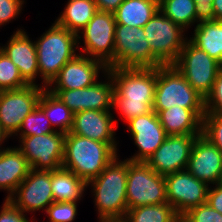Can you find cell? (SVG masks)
Returning a JSON list of instances; mask_svg holds the SVG:
<instances>
[{
	"label": "cell",
	"instance_id": "cell-26",
	"mask_svg": "<svg viewBox=\"0 0 222 222\" xmlns=\"http://www.w3.org/2000/svg\"><path fill=\"white\" fill-rule=\"evenodd\" d=\"M190 41L210 57L222 62V20L200 21Z\"/></svg>",
	"mask_w": 222,
	"mask_h": 222
},
{
	"label": "cell",
	"instance_id": "cell-25",
	"mask_svg": "<svg viewBox=\"0 0 222 222\" xmlns=\"http://www.w3.org/2000/svg\"><path fill=\"white\" fill-rule=\"evenodd\" d=\"M159 10V0H124L113 13L116 24L142 28Z\"/></svg>",
	"mask_w": 222,
	"mask_h": 222
},
{
	"label": "cell",
	"instance_id": "cell-32",
	"mask_svg": "<svg viewBox=\"0 0 222 222\" xmlns=\"http://www.w3.org/2000/svg\"><path fill=\"white\" fill-rule=\"evenodd\" d=\"M27 85L17 66L0 50V91L20 89Z\"/></svg>",
	"mask_w": 222,
	"mask_h": 222
},
{
	"label": "cell",
	"instance_id": "cell-36",
	"mask_svg": "<svg viewBox=\"0 0 222 222\" xmlns=\"http://www.w3.org/2000/svg\"><path fill=\"white\" fill-rule=\"evenodd\" d=\"M205 111L222 115V70L218 73L213 88L205 99Z\"/></svg>",
	"mask_w": 222,
	"mask_h": 222
},
{
	"label": "cell",
	"instance_id": "cell-23",
	"mask_svg": "<svg viewBox=\"0 0 222 222\" xmlns=\"http://www.w3.org/2000/svg\"><path fill=\"white\" fill-rule=\"evenodd\" d=\"M30 169L26 158L17 146L0 149V190H7L5 199L15 192Z\"/></svg>",
	"mask_w": 222,
	"mask_h": 222
},
{
	"label": "cell",
	"instance_id": "cell-30",
	"mask_svg": "<svg viewBox=\"0 0 222 222\" xmlns=\"http://www.w3.org/2000/svg\"><path fill=\"white\" fill-rule=\"evenodd\" d=\"M194 0H159V10L183 29L196 24Z\"/></svg>",
	"mask_w": 222,
	"mask_h": 222
},
{
	"label": "cell",
	"instance_id": "cell-35",
	"mask_svg": "<svg viewBox=\"0 0 222 222\" xmlns=\"http://www.w3.org/2000/svg\"><path fill=\"white\" fill-rule=\"evenodd\" d=\"M181 222H222V214L205 203L185 213Z\"/></svg>",
	"mask_w": 222,
	"mask_h": 222
},
{
	"label": "cell",
	"instance_id": "cell-20",
	"mask_svg": "<svg viewBox=\"0 0 222 222\" xmlns=\"http://www.w3.org/2000/svg\"><path fill=\"white\" fill-rule=\"evenodd\" d=\"M0 50L17 66L21 77L28 85H39L35 82L39 77L35 41H31L23 29H17L7 41V45L0 47Z\"/></svg>",
	"mask_w": 222,
	"mask_h": 222
},
{
	"label": "cell",
	"instance_id": "cell-43",
	"mask_svg": "<svg viewBox=\"0 0 222 222\" xmlns=\"http://www.w3.org/2000/svg\"><path fill=\"white\" fill-rule=\"evenodd\" d=\"M99 222H127L124 218L100 219Z\"/></svg>",
	"mask_w": 222,
	"mask_h": 222
},
{
	"label": "cell",
	"instance_id": "cell-38",
	"mask_svg": "<svg viewBox=\"0 0 222 222\" xmlns=\"http://www.w3.org/2000/svg\"><path fill=\"white\" fill-rule=\"evenodd\" d=\"M0 222H36L26 217V214L15 206L9 199H5L0 210Z\"/></svg>",
	"mask_w": 222,
	"mask_h": 222
},
{
	"label": "cell",
	"instance_id": "cell-14",
	"mask_svg": "<svg viewBox=\"0 0 222 222\" xmlns=\"http://www.w3.org/2000/svg\"><path fill=\"white\" fill-rule=\"evenodd\" d=\"M167 202L182 217L192 208L207 203L209 185L187 170L164 176Z\"/></svg>",
	"mask_w": 222,
	"mask_h": 222
},
{
	"label": "cell",
	"instance_id": "cell-10",
	"mask_svg": "<svg viewBox=\"0 0 222 222\" xmlns=\"http://www.w3.org/2000/svg\"><path fill=\"white\" fill-rule=\"evenodd\" d=\"M115 26L113 13L98 10L77 35V45L81 44L82 38L84 42V48H81L80 53L102 61L108 68L112 67L114 65Z\"/></svg>",
	"mask_w": 222,
	"mask_h": 222
},
{
	"label": "cell",
	"instance_id": "cell-5",
	"mask_svg": "<svg viewBox=\"0 0 222 222\" xmlns=\"http://www.w3.org/2000/svg\"><path fill=\"white\" fill-rule=\"evenodd\" d=\"M175 105L190 110H205V99L174 65L157 67L153 110H166Z\"/></svg>",
	"mask_w": 222,
	"mask_h": 222
},
{
	"label": "cell",
	"instance_id": "cell-11",
	"mask_svg": "<svg viewBox=\"0 0 222 222\" xmlns=\"http://www.w3.org/2000/svg\"><path fill=\"white\" fill-rule=\"evenodd\" d=\"M44 89L40 85H27L0 91V127L8 138L17 134L24 118L38 105Z\"/></svg>",
	"mask_w": 222,
	"mask_h": 222
},
{
	"label": "cell",
	"instance_id": "cell-6",
	"mask_svg": "<svg viewBox=\"0 0 222 222\" xmlns=\"http://www.w3.org/2000/svg\"><path fill=\"white\" fill-rule=\"evenodd\" d=\"M115 68H157L164 64L152 53L143 27L115 26Z\"/></svg>",
	"mask_w": 222,
	"mask_h": 222
},
{
	"label": "cell",
	"instance_id": "cell-22",
	"mask_svg": "<svg viewBox=\"0 0 222 222\" xmlns=\"http://www.w3.org/2000/svg\"><path fill=\"white\" fill-rule=\"evenodd\" d=\"M169 135H202L205 110H190L172 106L166 110H153Z\"/></svg>",
	"mask_w": 222,
	"mask_h": 222
},
{
	"label": "cell",
	"instance_id": "cell-3",
	"mask_svg": "<svg viewBox=\"0 0 222 222\" xmlns=\"http://www.w3.org/2000/svg\"><path fill=\"white\" fill-rule=\"evenodd\" d=\"M115 157L104 170L87 183L92 192L100 219L124 218L127 208L128 159ZM119 160V161H118Z\"/></svg>",
	"mask_w": 222,
	"mask_h": 222
},
{
	"label": "cell",
	"instance_id": "cell-31",
	"mask_svg": "<svg viewBox=\"0 0 222 222\" xmlns=\"http://www.w3.org/2000/svg\"><path fill=\"white\" fill-rule=\"evenodd\" d=\"M54 131L56 130L52 128L44 112L36 106L35 109L24 118L20 129L15 135H18L20 139L21 137L53 133Z\"/></svg>",
	"mask_w": 222,
	"mask_h": 222
},
{
	"label": "cell",
	"instance_id": "cell-8",
	"mask_svg": "<svg viewBox=\"0 0 222 222\" xmlns=\"http://www.w3.org/2000/svg\"><path fill=\"white\" fill-rule=\"evenodd\" d=\"M173 65L204 99L210 94L221 70L220 62L210 57L189 39L186 40Z\"/></svg>",
	"mask_w": 222,
	"mask_h": 222
},
{
	"label": "cell",
	"instance_id": "cell-39",
	"mask_svg": "<svg viewBox=\"0 0 222 222\" xmlns=\"http://www.w3.org/2000/svg\"><path fill=\"white\" fill-rule=\"evenodd\" d=\"M214 0H194L195 2V12H196V22L200 21L215 20Z\"/></svg>",
	"mask_w": 222,
	"mask_h": 222
},
{
	"label": "cell",
	"instance_id": "cell-41",
	"mask_svg": "<svg viewBox=\"0 0 222 222\" xmlns=\"http://www.w3.org/2000/svg\"><path fill=\"white\" fill-rule=\"evenodd\" d=\"M123 1L124 0H94L98 10L111 13H114Z\"/></svg>",
	"mask_w": 222,
	"mask_h": 222
},
{
	"label": "cell",
	"instance_id": "cell-17",
	"mask_svg": "<svg viewBox=\"0 0 222 222\" xmlns=\"http://www.w3.org/2000/svg\"><path fill=\"white\" fill-rule=\"evenodd\" d=\"M101 69L103 74L108 71L102 61L77 53L60 69L46 89H82L92 86L98 81Z\"/></svg>",
	"mask_w": 222,
	"mask_h": 222
},
{
	"label": "cell",
	"instance_id": "cell-28",
	"mask_svg": "<svg viewBox=\"0 0 222 222\" xmlns=\"http://www.w3.org/2000/svg\"><path fill=\"white\" fill-rule=\"evenodd\" d=\"M49 119L52 128L56 131L69 133L73 126L74 113L48 89H44L37 105ZM57 127L58 130H57Z\"/></svg>",
	"mask_w": 222,
	"mask_h": 222
},
{
	"label": "cell",
	"instance_id": "cell-13",
	"mask_svg": "<svg viewBox=\"0 0 222 222\" xmlns=\"http://www.w3.org/2000/svg\"><path fill=\"white\" fill-rule=\"evenodd\" d=\"M105 81L82 89H48L56 95L74 114L85 110L112 111L114 85L106 72ZM111 109V110H110Z\"/></svg>",
	"mask_w": 222,
	"mask_h": 222
},
{
	"label": "cell",
	"instance_id": "cell-29",
	"mask_svg": "<svg viewBox=\"0 0 222 222\" xmlns=\"http://www.w3.org/2000/svg\"><path fill=\"white\" fill-rule=\"evenodd\" d=\"M127 222H181V217L169 203L139 206L127 210Z\"/></svg>",
	"mask_w": 222,
	"mask_h": 222
},
{
	"label": "cell",
	"instance_id": "cell-9",
	"mask_svg": "<svg viewBox=\"0 0 222 222\" xmlns=\"http://www.w3.org/2000/svg\"><path fill=\"white\" fill-rule=\"evenodd\" d=\"M143 29L152 53L164 65H173L188 39L184 33L187 30L174 23L160 10L144 25Z\"/></svg>",
	"mask_w": 222,
	"mask_h": 222
},
{
	"label": "cell",
	"instance_id": "cell-18",
	"mask_svg": "<svg viewBox=\"0 0 222 222\" xmlns=\"http://www.w3.org/2000/svg\"><path fill=\"white\" fill-rule=\"evenodd\" d=\"M127 125L138 148L134 156L127 158L129 161L146 162L168 136L154 111L134 117Z\"/></svg>",
	"mask_w": 222,
	"mask_h": 222
},
{
	"label": "cell",
	"instance_id": "cell-27",
	"mask_svg": "<svg viewBox=\"0 0 222 222\" xmlns=\"http://www.w3.org/2000/svg\"><path fill=\"white\" fill-rule=\"evenodd\" d=\"M97 11L94 0H68L55 22L78 35Z\"/></svg>",
	"mask_w": 222,
	"mask_h": 222
},
{
	"label": "cell",
	"instance_id": "cell-15",
	"mask_svg": "<svg viewBox=\"0 0 222 222\" xmlns=\"http://www.w3.org/2000/svg\"><path fill=\"white\" fill-rule=\"evenodd\" d=\"M24 213L46 209L54 202L51 170L30 169L27 177L8 198Z\"/></svg>",
	"mask_w": 222,
	"mask_h": 222
},
{
	"label": "cell",
	"instance_id": "cell-24",
	"mask_svg": "<svg viewBox=\"0 0 222 222\" xmlns=\"http://www.w3.org/2000/svg\"><path fill=\"white\" fill-rule=\"evenodd\" d=\"M87 187V183L70 170L60 167L51 171L54 202H78Z\"/></svg>",
	"mask_w": 222,
	"mask_h": 222
},
{
	"label": "cell",
	"instance_id": "cell-7",
	"mask_svg": "<svg viewBox=\"0 0 222 222\" xmlns=\"http://www.w3.org/2000/svg\"><path fill=\"white\" fill-rule=\"evenodd\" d=\"M126 195L128 210L168 203L164 176L156 173L145 162L128 160Z\"/></svg>",
	"mask_w": 222,
	"mask_h": 222
},
{
	"label": "cell",
	"instance_id": "cell-2",
	"mask_svg": "<svg viewBox=\"0 0 222 222\" xmlns=\"http://www.w3.org/2000/svg\"><path fill=\"white\" fill-rule=\"evenodd\" d=\"M117 144L104 143L69 132L65 135L62 167L88 183L117 157Z\"/></svg>",
	"mask_w": 222,
	"mask_h": 222
},
{
	"label": "cell",
	"instance_id": "cell-4",
	"mask_svg": "<svg viewBox=\"0 0 222 222\" xmlns=\"http://www.w3.org/2000/svg\"><path fill=\"white\" fill-rule=\"evenodd\" d=\"M39 76L42 87L47 88L57 77L60 69L77 54V35L56 22L36 41Z\"/></svg>",
	"mask_w": 222,
	"mask_h": 222
},
{
	"label": "cell",
	"instance_id": "cell-37",
	"mask_svg": "<svg viewBox=\"0 0 222 222\" xmlns=\"http://www.w3.org/2000/svg\"><path fill=\"white\" fill-rule=\"evenodd\" d=\"M24 0H0V26L14 20L21 13Z\"/></svg>",
	"mask_w": 222,
	"mask_h": 222
},
{
	"label": "cell",
	"instance_id": "cell-34",
	"mask_svg": "<svg viewBox=\"0 0 222 222\" xmlns=\"http://www.w3.org/2000/svg\"><path fill=\"white\" fill-rule=\"evenodd\" d=\"M77 211V202H53L46 214L49 222H73Z\"/></svg>",
	"mask_w": 222,
	"mask_h": 222
},
{
	"label": "cell",
	"instance_id": "cell-42",
	"mask_svg": "<svg viewBox=\"0 0 222 222\" xmlns=\"http://www.w3.org/2000/svg\"><path fill=\"white\" fill-rule=\"evenodd\" d=\"M213 8L215 14V20H222V0H214Z\"/></svg>",
	"mask_w": 222,
	"mask_h": 222
},
{
	"label": "cell",
	"instance_id": "cell-1",
	"mask_svg": "<svg viewBox=\"0 0 222 222\" xmlns=\"http://www.w3.org/2000/svg\"><path fill=\"white\" fill-rule=\"evenodd\" d=\"M114 85L113 109L126 122L153 111L156 68H115L107 71Z\"/></svg>",
	"mask_w": 222,
	"mask_h": 222
},
{
	"label": "cell",
	"instance_id": "cell-33",
	"mask_svg": "<svg viewBox=\"0 0 222 222\" xmlns=\"http://www.w3.org/2000/svg\"><path fill=\"white\" fill-rule=\"evenodd\" d=\"M202 135L222 152V115L206 113L203 117Z\"/></svg>",
	"mask_w": 222,
	"mask_h": 222
},
{
	"label": "cell",
	"instance_id": "cell-12",
	"mask_svg": "<svg viewBox=\"0 0 222 222\" xmlns=\"http://www.w3.org/2000/svg\"><path fill=\"white\" fill-rule=\"evenodd\" d=\"M65 133H53L21 137L17 147L26 158L31 169L57 170L62 167Z\"/></svg>",
	"mask_w": 222,
	"mask_h": 222
},
{
	"label": "cell",
	"instance_id": "cell-16",
	"mask_svg": "<svg viewBox=\"0 0 222 222\" xmlns=\"http://www.w3.org/2000/svg\"><path fill=\"white\" fill-rule=\"evenodd\" d=\"M199 136L169 135L145 163L162 176L186 170L193 146Z\"/></svg>",
	"mask_w": 222,
	"mask_h": 222
},
{
	"label": "cell",
	"instance_id": "cell-21",
	"mask_svg": "<svg viewBox=\"0 0 222 222\" xmlns=\"http://www.w3.org/2000/svg\"><path fill=\"white\" fill-rule=\"evenodd\" d=\"M114 122L111 111L85 110L74 114L70 133L104 143H117Z\"/></svg>",
	"mask_w": 222,
	"mask_h": 222
},
{
	"label": "cell",
	"instance_id": "cell-44",
	"mask_svg": "<svg viewBox=\"0 0 222 222\" xmlns=\"http://www.w3.org/2000/svg\"><path fill=\"white\" fill-rule=\"evenodd\" d=\"M8 137L6 136V134L1 130L0 127V149H2L1 145L2 143H4L5 140H7Z\"/></svg>",
	"mask_w": 222,
	"mask_h": 222
},
{
	"label": "cell",
	"instance_id": "cell-19",
	"mask_svg": "<svg viewBox=\"0 0 222 222\" xmlns=\"http://www.w3.org/2000/svg\"><path fill=\"white\" fill-rule=\"evenodd\" d=\"M186 170L205 183L216 185L222 178V152L200 135L193 146Z\"/></svg>",
	"mask_w": 222,
	"mask_h": 222
},
{
	"label": "cell",
	"instance_id": "cell-40",
	"mask_svg": "<svg viewBox=\"0 0 222 222\" xmlns=\"http://www.w3.org/2000/svg\"><path fill=\"white\" fill-rule=\"evenodd\" d=\"M210 185L208 190L207 203L219 213L222 214V184L219 182L211 188Z\"/></svg>",
	"mask_w": 222,
	"mask_h": 222
}]
</instances>
